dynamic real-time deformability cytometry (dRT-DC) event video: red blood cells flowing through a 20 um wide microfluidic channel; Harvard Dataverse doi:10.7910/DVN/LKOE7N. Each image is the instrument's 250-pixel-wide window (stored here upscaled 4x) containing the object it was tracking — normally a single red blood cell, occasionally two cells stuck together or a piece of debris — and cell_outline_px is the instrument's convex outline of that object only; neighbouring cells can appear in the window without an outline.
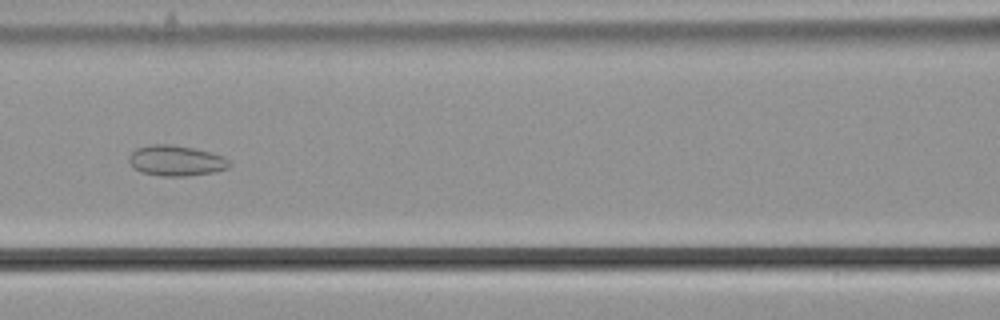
{"species": "common noctule bat (a hibernating species)", "species_latin": "Nyctalus noctula", "temperature_condition": "cold", "stored_images_in_passage": 57, "camera_frame_rate_fps": 3000, "um_per_image_px": 0.085, "animal": {"sex": "male", "body_mass_g": 21.5, "forearm_length_mm": 52.0}, "frame": {"image": 1, "passage_image": 26, "time_ms": 8.333, "image_size_px": [1000, 320], "cell_outline_px": [[232, 164], [228, 168], [212, 172], [188, 176], [160, 176], [140, 172], [132, 168], [128, 160], [128, 156], [136, 148], [152, 144], [168, 144], [192, 148], [224, 156]], "centroid_in_image_um": [14.92, 13.66], "position_along_channel_um": 151.7, "area_um2": 17.92}}
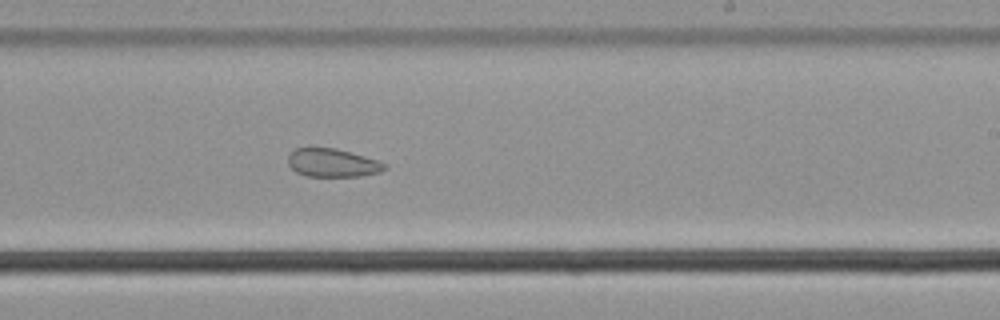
{"frame": {"image": 2, "passage_image": 35, "time_ms": 11.333, "image_size_px": [1000, 320], "cell_outline_px": [[388, 168], [380, 172], [360, 176], [304, 176], [296, 172], [288, 164], [288, 156], [296, 148], [336, 148], [364, 156], [388, 164]], "centroid_in_image_um": [28.28, 13.85], "position_along_channel_um": 260.7, "area_um2": 15.9}}
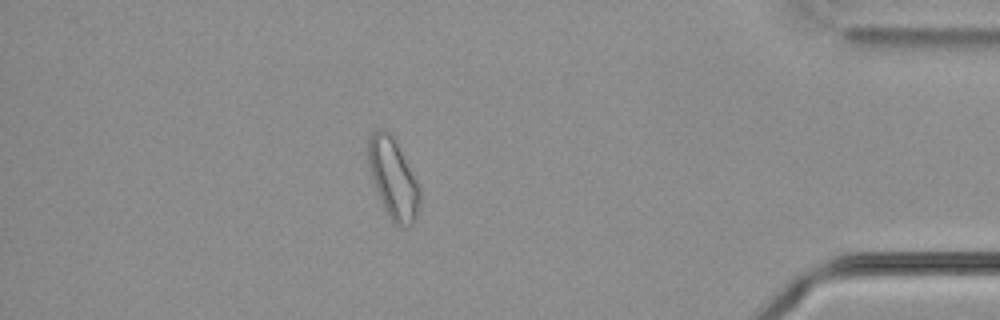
{"frame": {"image": 3, "passage_image": 50, "time_ms": 16.333, "image_size_px": [1000, 320], "cell_outline_px": [[420, 200], [416, 216], [412, 224], [408, 228], [400, 228], [388, 216], [380, 200], [368, 164], [368, 136], [376, 128], [384, 128], [392, 136], [420, 188]], "centroid_in_image_um": [33.4, 15.19], "position_along_channel_um": 401.8, "area_um2": 23.7}, "authors_computed_cell_mechanics": {"area_um2": 23.2934, "velocity_mm_per_s": 3.6507, "shape_relaxation_time_tau1_ms": null, "shape_relaxation_time_tau2_ms": 9.6765, "deformation_change_tau1": null, "deformation_change_tau2": 0.1329}}